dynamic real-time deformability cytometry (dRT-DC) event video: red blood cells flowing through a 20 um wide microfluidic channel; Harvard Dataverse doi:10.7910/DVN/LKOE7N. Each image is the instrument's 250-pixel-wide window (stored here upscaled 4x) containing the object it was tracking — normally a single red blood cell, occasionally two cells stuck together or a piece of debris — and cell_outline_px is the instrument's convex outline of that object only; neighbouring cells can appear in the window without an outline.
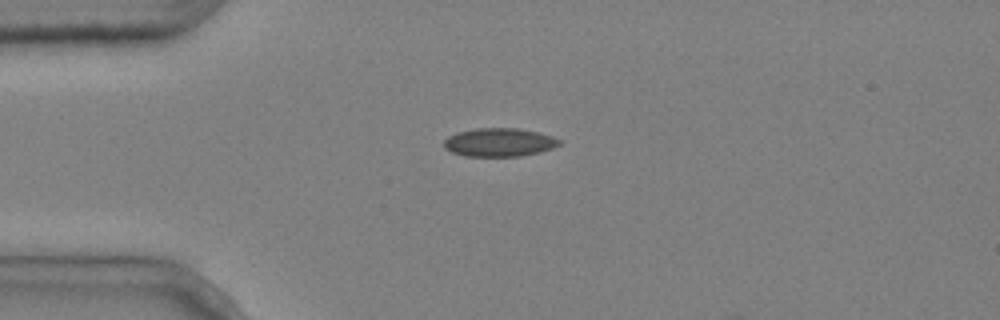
{"species": "common noctule bat (a hibernating species)", "species_latin": "Nyctalus noctula", "temperature_condition": "cold", "stored_images_in_passage": 6, "camera_frame_rate_fps": 3000, "um_per_image_px": 0.085, "animal": {"sex": "male", "body_mass_g": 20.4}, "frame": {"image": 1, "passage_image": 6, "time_ms": 1.667, "image_size_px": [1000, 320], "cell_outline_px": [[564, 140], [560, 144], [552, 148], [540, 152], [520, 156], [464, 156], [452, 152], [444, 148], [444, 140], [448, 136], [456, 132], [476, 128], [516, 128], [536, 132], [552, 136]], "centroid_in_image_um": [42.43, 12.1], "position_along_channel_um": 42.6, "area_um2": 19.19}}